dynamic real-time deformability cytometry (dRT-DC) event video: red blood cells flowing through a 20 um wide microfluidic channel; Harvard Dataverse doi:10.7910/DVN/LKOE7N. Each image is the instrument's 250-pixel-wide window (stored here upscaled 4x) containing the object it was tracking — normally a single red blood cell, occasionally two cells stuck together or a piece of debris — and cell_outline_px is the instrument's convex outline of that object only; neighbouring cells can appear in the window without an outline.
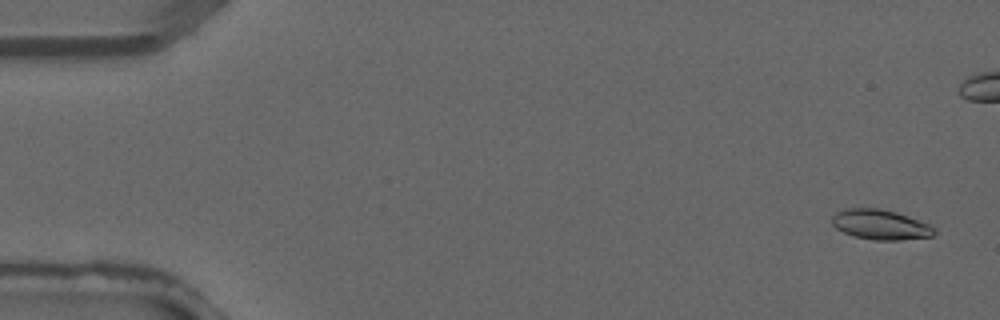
{"species": "common noctule bat (a hibernating species)", "species_latin": "Nyctalus noctula", "temperature_condition": "warm", "stored_images_in_passage": 5, "camera_frame_rate_fps": 3000, "um_per_image_px": 0.085, "animal": {"sex": "male", "forearm_length_mm": 52.5}, "frame": {"image": 1, "passage_image": 1, "time_ms": 0.0, "image_size_px": [1000, 320], "cell_outline_px": [[936, 232], [932, 236], [900, 240], [872, 240], [856, 236], [844, 232], [836, 228], [832, 224], [832, 216], [836, 212], [844, 208], [880, 208], [896, 212], [908, 216], [928, 224], [936, 228]], "centroid_in_image_um": [74.83, 19.08], "position_along_channel_um": 10.2, "area_um2": 17.86}}
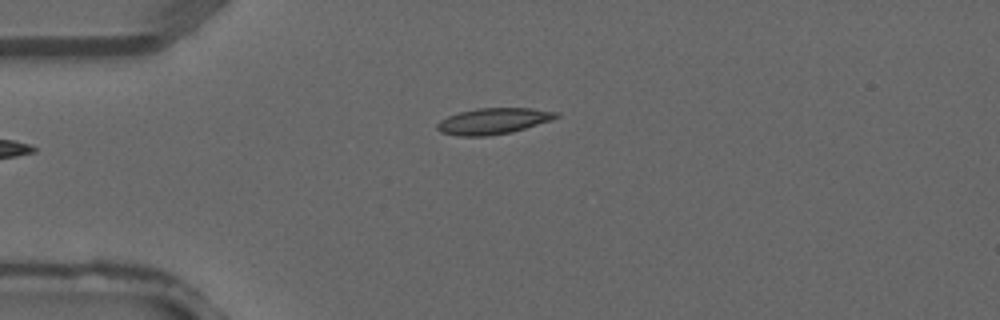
{"frame": {"image": 2, "passage_image": 5, "time_ms": 1.333, "image_size_px": [1000, 320], "cell_outline_px": [[560, 116], [552, 120], [512, 132], [488, 136], [460, 136], [440, 132], [436, 128], [436, 124], [440, 120], [448, 116], [460, 112], [476, 108], [532, 108], [560, 112]], "centroid_in_image_um": [41.95, 10.29], "position_along_channel_um": 43.1, "area_um2": 18.21}}